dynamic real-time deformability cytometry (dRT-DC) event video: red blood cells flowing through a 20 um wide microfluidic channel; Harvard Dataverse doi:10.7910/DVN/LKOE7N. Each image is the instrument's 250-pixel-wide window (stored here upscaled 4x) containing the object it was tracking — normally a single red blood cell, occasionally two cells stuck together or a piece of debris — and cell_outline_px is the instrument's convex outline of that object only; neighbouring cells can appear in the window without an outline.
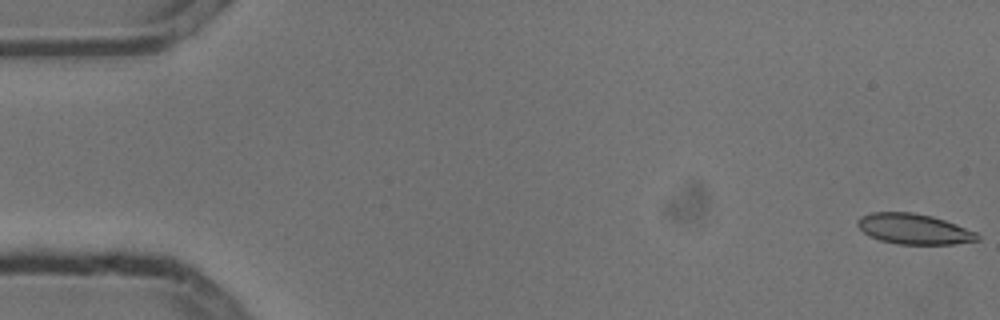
{"species": "common noctule bat (a hibernating species)", "species_latin": "Nyctalus noctula", "temperature_condition": "cold", "stored_images_in_passage": 5, "camera_frame_rate_fps": 3000, "um_per_image_px": 0.085, "animal": {"sex": "male", "body_mass_g": 13.3}, "frame": {"image": 1, "passage_image": 1, "time_ms": 0.0, "image_size_px": [1000, 320], "cell_outline_px": [[980, 240], [952, 244], [896, 244], [880, 240], [864, 232], [856, 224], [856, 220], [860, 216], [872, 212], [912, 212], [932, 216], [956, 224], [976, 232], [980, 236]], "centroid_in_image_um": [77.68, 19.46], "position_along_channel_um": 7.3, "area_um2": 21.21}}
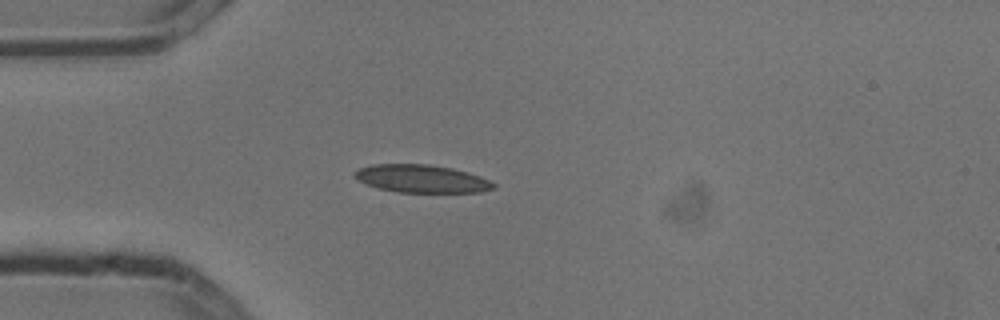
{"frame": {"image": 2, "passage_image": 5, "time_ms": 1.333, "image_size_px": [1000, 320], "cell_outline_px": [[496, 188], [480, 192], [396, 192], [380, 188], [356, 180], [352, 176], [352, 172], [360, 168], [372, 164], [428, 164], [452, 168], [468, 172], [480, 176], [496, 184]], "centroid_in_image_um": [35.82, 15.18], "position_along_channel_um": 49.2, "area_um2": 22.6}}